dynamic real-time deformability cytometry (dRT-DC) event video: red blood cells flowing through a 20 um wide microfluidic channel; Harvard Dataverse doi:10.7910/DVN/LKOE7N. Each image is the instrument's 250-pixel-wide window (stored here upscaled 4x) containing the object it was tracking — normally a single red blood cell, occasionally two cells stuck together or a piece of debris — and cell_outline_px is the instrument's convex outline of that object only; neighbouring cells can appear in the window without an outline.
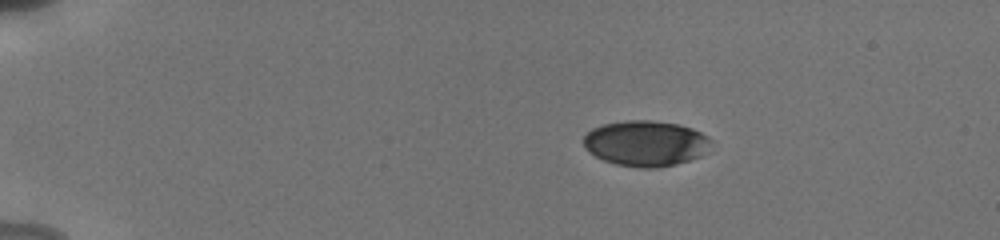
{"species": "human", "species_latin": "Homo sapiens", "temperature_condition": "cold", "stored_images_in_passage": 17, "camera_frame_rate_fps": 3000, "um_per_image_px": 0.085, "donor": {"sex": "male"}, "frame": {"image": 1, "passage_image": 1, "time_ms": 0.0, "image_size_px": [1000, 240], "cell_outline_px": [[712, 140], [700, 156], [676, 164], [656, 168], [640, 168], [616, 164], [604, 160], [588, 152], [584, 144], [584, 136], [592, 128], [604, 124], [628, 120], [652, 120], [680, 124], [692, 128], [708, 136]], "centroid_in_image_um": [54.87, 12.18], "position_along_channel_um": 30.1, "area_um2": 33.76}}
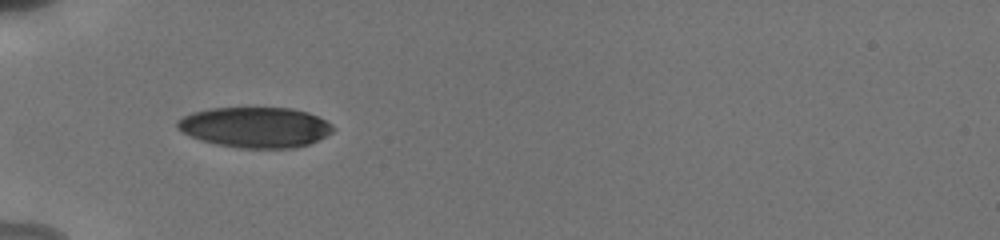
{"frame": {"image": 2, "passage_image": 14, "time_ms": 3.0, "image_size_px": [1000, 240], "cell_outline_px": [[336, 128], [332, 132], [308, 144], [292, 148], [240, 148], [216, 144], [200, 140], [176, 128], [176, 120], [192, 112], [212, 108], [292, 108], [308, 112], [332, 124]], "centroid_in_image_um": [21.68, 10.81], "position_along_channel_um": 63.3, "area_um2": 36.59}}